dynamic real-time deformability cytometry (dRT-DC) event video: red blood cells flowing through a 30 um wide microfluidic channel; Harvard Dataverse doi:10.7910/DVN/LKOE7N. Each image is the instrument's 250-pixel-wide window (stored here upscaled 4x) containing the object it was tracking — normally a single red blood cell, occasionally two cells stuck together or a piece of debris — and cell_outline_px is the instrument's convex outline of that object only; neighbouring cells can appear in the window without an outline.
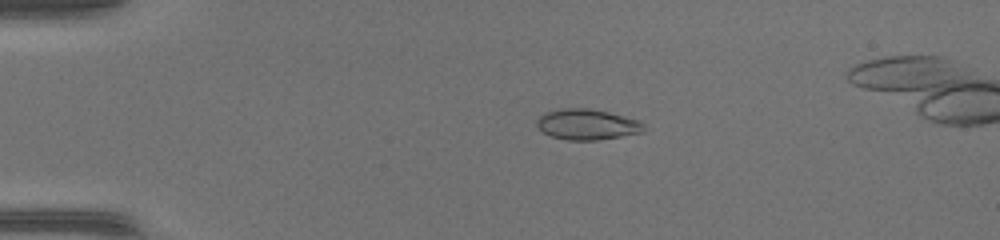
{"species": "common noctule bat (a hibernating species)", "species_latin": "Nyctalus noctula", "temperature_condition": "warm", "stored_images_in_passage": 50, "camera_frame_rate_fps": 3000, "um_per_image_px": 0.085, "animal": {"sex": "female", "body_mass_g": 17.0, "forearm_length_mm": 48.0}, "frame": {"image": 1, "passage_image": 12, "time_ms": 3.667, "image_size_px": [1000, 240], "cell_outline_px": [[640, 132], [620, 136], [596, 140], [568, 140], [552, 136], [544, 132], [536, 124], [536, 120], [540, 116], [548, 112], [564, 108], [584, 108], [608, 112], [636, 120], [640, 124]], "centroid_in_image_um": [49.81, 10.58], "position_along_channel_um": 35.2, "area_um2": 18.32}}
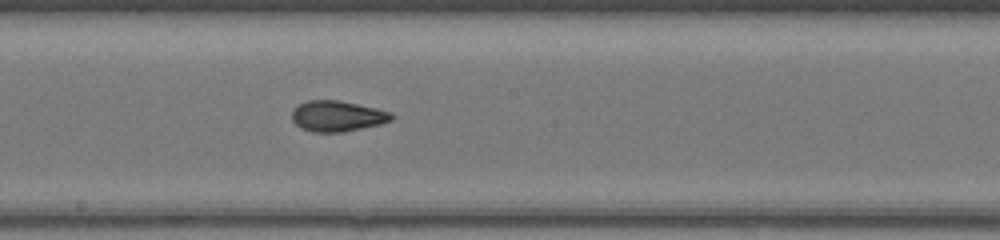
{"frame": {"image": 2, "passage_image": 29, "time_ms": 9.333, "image_size_px": [1000, 240], "cell_outline_px": [[392, 120], [380, 124], [344, 132], [312, 132], [300, 128], [292, 120], [292, 112], [300, 104], [308, 100], [340, 100], [376, 108], [388, 112], [392, 116]], "centroid_in_image_um": [28.64, 9.87], "position_along_channel_um": 219.6, "area_um2": 17.69}}
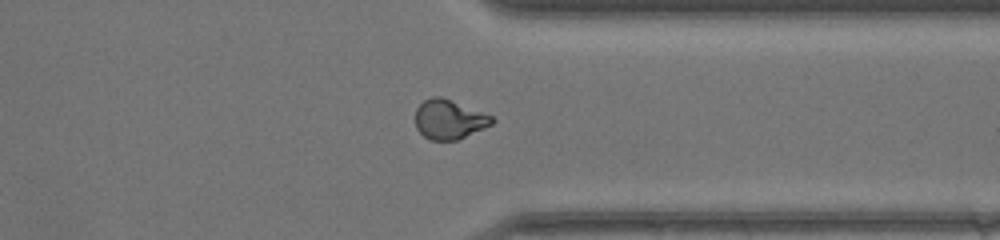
{"frame": {"image": 3, "passage_image": 40, "time_ms": 13.0, "image_size_px": [1000, 240], "cell_outline_px": [[496, 120], [492, 124], [484, 128], [456, 140], [428, 140], [416, 128], [416, 108], [424, 100], [432, 96], [440, 96], [492, 116]], "centroid_in_image_um": [38.16, 10.15], "position_along_channel_um": 373.2, "area_um2": 17.4}}